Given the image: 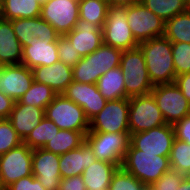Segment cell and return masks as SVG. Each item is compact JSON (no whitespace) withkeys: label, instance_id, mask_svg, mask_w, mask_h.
<instances>
[{"label":"cell","instance_id":"6da1fadb","mask_svg":"<svg viewBox=\"0 0 190 190\" xmlns=\"http://www.w3.org/2000/svg\"><path fill=\"white\" fill-rule=\"evenodd\" d=\"M153 86L175 82L172 42L165 36L139 43Z\"/></svg>","mask_w":190,"mask_h":190},{"label":"cell","instance_id":"7a4b0ae2","mask_svg":"<svg viewBox=\"0 0 190 190\" xmlns=\"http://www.w3.org/2000/svg\"><path fill=\"white\" fill-rule=\"evenodd\" d=\"M122 50L102 44L97 50L82 59L72 68L73 81L96 84L110 69L120 66Z\"/></svg>","mask_w":190,"mask_h":190},{"label":"cell","instance_id":"3957f363","mask_svg":"<svg viewBox=\"0 0 190 190\" xmlns=\"http://www.w3.org/2000/svg\"><path fill=\"white\" fill-rule=\"evenodd\" d=\"M121 167L149 187L170 169V164L168 156L145 153L130 145Z\"/></svg>","mask_w":190,"mask_h":190},{"label":"cell","instance_id":"277c9868","mask_svg":"<svg viewBox=\"0 0 190 190\" xmlns=\"http://www.w3.org/2000/svg\"><path fill=\"white\" fill-rule=\"evenodd\" d=\"M120 68L124 76L125 93L129 98L151 93L154 86L150 81L144 55L139 47L122 51Z\"/></svg>","mask_w":190,"mask_h":190},{"label":"cell","instance_id":"5b68a950","mask_svg":"<svg viewBox=\"0 0 190 190\" xmlns=\"http://www.w3.org/2000/svg\"><path fill=\"white\" fill-rule=\"evenodd\" d=\"M85 142L93 150L96 159L122 166L126 151L130 147L131 134L88 132Z\"/></svg>","mask_w":190,"mask_h":190},{"label":"cell","instance_id":"8992f818","mask_svg":"<svg viewBox=\"0 0 190 190\" xmlns=\"http://www.w3.org/2000/svg\"><path fill=\"white\" fill-rule=\"evenodd\" d=\"M45 116L59 129L89 132V120L83 108L63 94L57 95L46 107Z\"/></svg>","mask_w":190,"mask_h":190},{"label":"cell","instance_id":"52a82bcc","mask_svg":"<svg viewBox=\"0 0 190 190\" xmlns=\"http://www.w3.org/2000/svg\"><path fill=\"white\" fill-rule=\"evenodd\" d=\"M129 132L135 134L166 124L153 95L146 94L129 98Z\"/></svg>","mask_w":190,"mask_h":190},{"label":"cell","instance_id":"ba28073f","mask_svg":"<svg viewBox=\"0 0 190 190\" xmlns=\"http://www.w3.org/2000/svg\"><path fill=\"white\" fill-rule=\"evenodd\" d=\"M102 31L105 45L122 51L139 46L127 22V7H109Z\"/></svg>","mask_w":190,"mask_h":190},{"label":"cell","instance_id":"9c48e42d","mask_svg":"<svg viewBox=\"0 0 190 190\" xmlns=\"http://www.w3.org/2000/svg\"><path fill=\"white\" fill-rule=\"evenodd\" d=\"M129 98L107 101L105 107L89 121V132H129Z\"/></svg>","mask_w":190,"mask_h":190},{"label":"cell","instance_id":"30bf717a","mask_svg":"<svg viewBox=\"0 0 190 190\" xmlns=\"http://www.w3.org/2000/svg\"><path fill=\"white\" fill-rule=\"evenodd\" d=\"M151 94L163 114L166 124L174 125L190 114V103L174 82L154 86Z\"/></svg>","mask_w":190,"mask_h":190},{"label":"cell","instance_id":"8fae6325","mask_svg":"<svg viewBox=\"0 0 190 190\" xmlns=\"http://www.w3.org/2000/svg\"><path fill=\"white\" fill-rule=\"evenodd\" d=\"M127 22L138 43L164 36L165 21L142 3L127 7Z\"/></svg>","mask_w":190,"mask_h":190},{"label":"cell","instance_id":"7c38bea8","mask_svg":"<svg viewBox=\"0 0 190 190\" xmlns=\"http://www.w3.org/2000/svg\"><path fill=\"white\" fill-rule=\"evenodd\" d=\"M15 35L22 47L28 45H46L57 42L59 33L40 16L11 20Z\"/></svg>","mask_w":190,"mask_h":190},{"label":"cell","instance_id":"4fadbf2b","mask_svg":"<svg viewBox=\"0 0 190 190\" xmlns=\"http://www.w3.org/2000/svg\"><path fill=\"white\" fill-rule=\"evenodd\" d=\"M32 155L33 150L24 143L2 154L0 176L6 188L20 178L33 175Z\"/></svg>","mask_w":190,"mask_h":190},{"label":"cell","instance_id":"5bb4252c","mask_svg":"<svg viewBox=\"0 0 190 190\" xmlns=\"http://www.w3.org/2000/svg\"><path fill=\"white\" fill-rule=\"evenodd\" d=\"M174 139L173 125L164 124L147 131L131 134L130 145L145 153L169 157Z\"/></svg>","mask_w":190,"mask_h":190},{"label":"cell","instance_id":"9a60e30c","mask_svg":"<svg viewBox=\"0 0 190 190\" xmlns=\"http://www.w3.org/2000/svg\"><path fill=\"white\" fill-rule=\"evenodd\" d=\"M59 35L71 32L79 19V3L70 0H49L41 7V16Z\"/></svg>","mask_w":190,"mask_h":190},{"label":"cell","instance_id":"2e32d148","mask_svg":"<svg viewBox=\"0 0 190 190\" xmlns=\"http://www.w3.org/2000/svg\"><path fill=\"white\" fill-rule=\"evenodd\" d=\"M60 155L44 148L33 150L32 173L46 190H58L61 182Z\"/></svg>","mask_w":190,"mask_h":190},{"label":"cell","instance_id":"e0dca14e","mask_svg":"<svg viewBox=\"0 0 190 190\" xmlns=\"http://www.w3.org/2000/svg\"><path fill=\"white\" fill-rule=\"evenodd\" d=\"M32 70L23 64L2 65L0 68V91L18 101L33 83Z\"/></svg>","mask_w":190,"mask_h":190},{"label":"cell","instance_id":"ac0fdd59","mask_svg":"<svg viewBox=\"0 0 190 190\" xmlns=\"http://www.w3.org/2000/svg\"><path fill=\"white\" fill-rule=\"evenodd\" d=\"M63 95L83 108L90 121L106 105L107 100L100 94L96 84H83L72 81Z\"/></svg>","mask_w":190,"mask_h":190},{"label":"cell","instance_id":"d6986e66","mask_svg":"<svg viewBox=\"0 0 190 190\" xmlns=\"http://www.w3.org/2000/svg\"><path fill=\"white\" fill-rule=\"evenodd\" d=\"M65 36L81 57L88 56L103 44L102 29L82 19H78L75 28Z\"/></svg>","mask_w":190,"mask_h":190},{"label":"cell","instance_id":"ffe728a7","mask_svg":"<svg viewBox=\"0 0 190 190\" xmlns=\"http://www.w3.org/2000/svg\"><path fill=\"white\" fill-rule=\"evenodd\" d=\"M32 70L36 82L49 86L56 94H63L73 81L72 67L60 60L50 66H38Z\"/></svg>","mask_w":190,"mask_h":190},{"label":"cell","instance_id":"44dd1931","mask_svg":"<svg viewBox=\"0 0 190 190\" xmlns=\"http://www.w3.org/2000/svg\"><path fill=\"white\" fill-rule=\"evenodd\" d=\"M96 160L90 146L84 142L80 147L60 155L59 170L61 178L82 175L83 171Z\"/></svg>","mask_w":190,"mask_h":190},{"label":"cell","instance_id":"7402d4cb","mask_svg":"<svg viewBox=\"0 0 190 190\" xmlns=\"http://www.w3.org/2000/svg\"><path fill=\"white\" fill-rule=\"evenodd\" d=\"M45 110L37 106H29L15 101L8 117L17 135L24 140L27 135L41 122Z\"/></svg>","mask_w":190,"mask_h":190},{"label":"cell","instance_id":"603a6c76","mask_svg":"<svg viewBox=\"0 0 190 190\" xmlns=\"http://www.w3.org/2000/svg\"><path fill=\"white\" fill-rule=\"evenodd\" d=\"M22 50L23 47L15 35L11 20L0 17V64H21Z\"/></svg>","mask_w":190,"mask_h":190},{"label":"cell","instance_id":"cb8c5ba5","mask_svg":"<svg viewBox=\"0 0 190 190\" xmlns=\"http://www.w3.org/2000/svg\"><path fill=\"white\" fill-rule=\"evenodd\" d=\"M57 61H59L57 42L23 47L21 64L30 69L38 66H50Z\"/></svg>","mask_w":190,"mask_h":190},{"label":"cell","instance_id":"d4e9b609","mask_svg":"<svg viewBox=\"0 0 190 190\" xmlns=\"http://www.w3.org/2000/svg\"><path fill=\"white\" fill-rule=\"evenodd\" d=\"M119 167L96 159L81 175L87 190H99L109 187L113 174Z\"/></svg>","mask_w":190,"mask_h":190},{"label":"cell","instance_id":"484cf974","mask_svg":"<svg viewBox=\"0 0 190 190\" xmlns=\"http://www.w3.org/2000/svg\"><path fill=\"white\" fill-rule=\"evenodd\" d=\"M96 86L107 101L129 98L125 93V81L120 66L103 74L96 82Z\"/></svg>","mask_w":190,"mask_h":190},{"label":"cell","instance_id":"4316f807","mask_svg":"<svg viewBox=\"0 0 190 190\" xmlns=\"http://www.w3.org/2000/svg\"><path fill=\"white\" fill-rule=\"evenodd\" d=\"M42 5L37 0H2L0 17L6 20L41 16Z\"/></svg>","mask_w":190,"mask_h":190},{"label":"cell","instance_id":"83f0119b","mask_svg":"<svg viewBox=\"0 0 190 190\" xmlns=\"http://www.w3.org/2000/svg\"><path fill=\"white\" fill-rule=\"evenodd\" d=\"M88 132L71 131L60 129L54 137L49 140L44 149L57 155L80 147L85 142Z\"/></svg>","mask_w":190,"mask_h":190},{"label":"cell","instance_id":"f1b7e54d","mask_svg":"<svg viewBox=\"0 0 190 190\" xmlns=\"http://www.w3.org/2000/svg\"><path fill=\"white\" fill-rule=\"evenodd\" d=\"M164 36L172 43H190V9L165 22Z\"/></svg>","mask_w":190,"mask_h":190},{"label":"cell","instance_id":"f546056e","mask_svg":"<svg viewBox=\"0 0 190 190\" xmlns=\"http://www.w3.org/2000/svg\"><path fill=\"white\" fill-rule=\"evenodd\" d=\"M108 9L107 0H80L79 19L95 24L102 29Z\"/></svg>","mask_w":190,"mask_h":190},{"label":"cell","instance_id":"4dcf8cb0","mask_svg":"<svg viewBox=\"0 0 190 190\" xmlns=\"http://www.w3.org/2000/svg\"><path fill=\"white\" fill-rule=\"evenodd\" d=\"M141 3L165 22L189 9L186 0H142Z\"/></svg>","mask_w":190,"mask_h":190},{"label":"cell","instance_id":"1f68e13d","mask_svg":"<svg viewBox=\"0 0 190 190\" xmlns=\"http://www.w3.org/2000/svg\"><path fill=\"white\" fill-rule=\"evenodd\" d=\"M60 129L49 120L46 116L41 122L27 135L23 143L28 145L32 150L44 148L46 143L51 140Z\"/></svg>","mask_w":190,"mask_h":190},{"label":"cell","instance_id":"d6a6232c","mask_svg":"<svg viewBox=\"0 0 190 190\" xmlns=\"http://www.w3.org/2000/svg\"><path fill=\"white\" fill-rule=\"evenodd\" d=\"M57 95L49 86L33 81L30 89L18 102L29 106H37L45 110Z\"/></svg>","mask_w":190,"mask_h":190},{"label":"cell","instance_id":"836d02e7","mask_svg":"<svg viewBox=\"0 0 190 190\" xmlns=\"http://www.w3.org/2000/svg\"><path fill=\"white\" fill-rule=\"evenodd\" d=\"M170 168L184 175L190 172V144L174 139L170 156Z\"/></svg>","mask_w":190,"mask_h":190},{"label":"cell","instance_id":"e575fe53","mask_svg":"<svg viewBox=\"0 0 190 190\" xmlns=\"http://www.w3.org/2000/svg\"><path fill=\"white\" fill-rule=\"evenodd\" d=\"M109 188L110 190H146L147 186L119 167L113 174Z\"/></svg>","mask_w":190,"mask_h":190},{"label":"cell","instance_id":"d590c367","mask_svg":"<svg viewBox=\"0 0 190 190\" xmlns=\"http://www.w3.org/2000/svg\"><path fill=\"white\" fill-rule=\"evenodd\" d=\"M172 55L176 76L190 73V43H172Z\"/></svg>","mask_w":190,"mask_h":190},{"label":"cell","instance_id":"8d00e7d4","mask_svg":"<svg viewBox=\"0 0 190 190\" xmlns=\"http://www.w3.org/2000/svg\"><path fill=\"white\" fill-rule=\"evenodd\" d=\"M23 143L8 119H0V153L4 154Z\"/></svg>","mask_w":190,"mask_h":190},{"label":"cell","instance_id":"74e56055","mask_svg":"<svg viewBox=\"0 0 190 190\" xmlns=\"http://www.w3.org/2000/svg\"><path fill=\"white\" fill-rule=\"evenodd\" d=\"M57 48L59 60L72 68L82 59L65 35L58 37Z\"/></svg>","mask_w":190,"mask_h":190},{"label":"cell","instance_id":"f35d334b","mask_svg":"<svg viewBox=\"0 0 190 190\" xmlns=\"http://www.w3.org/2000/svg\"><path fill=\"white\" fill-rule=\"evenodd\" d=\"M185 176L186 175L170 168L149 187L152 190H178Z\"/></svg>","mask_w":190,"mask_h":190},{"label":"cell","instance_id":"ab89813d","mask_svg":"<svg viewBox=\"0 0 190 190\" xmlns=\"http://www.w3.org/2000/svg\"><path fill=\"white\" fill-rule=\"evenodd\" d=\"M6 190H46L33 175L20 178L6 188Z\"/></svg>","mask_w":190,"mask_h":190},{"label":"cell","instance_id":"60d3db41","mask_svg":"<svg viewBox=\"0 0 190 190\" xmlns=\"http://www.w3.org/2000/svg\"><path fill=\"white\" fill-rule=\"evenodd\" d=\"M175 138L190 144V114L173 125Z\"/></svg>","mask_w":190,"mask_h":190},{"label":"cell","instance_id":"b9f144b4","mask_svg":"<svg viewBox=\"0 0 190 190\" xmlns=\"http://www.w3.org/2000/svg\"><path fill=\"white\" fill-rule=\"evenodd\" d=\"M58 190H87L82 176H72L61 178Z\"/></svg>","mask_w":190,"mask_h":190},{"label":"cell","instance_id":"7bdbcfd3","mask_svg":"<svg viewBox=\"0 0 190 190\" xmlns=\"http://www.w3.org/2000/svg\"><path fill=\"white\" fill-rule=\"evenodd\" d=\"M174 83L179 87L184 97L190 103V73L176 76Z\"/></svg>","mask_w":190,"mask_h":190},{"label":"cell","instance_id":"ee69618b","mask_svg":"<svg viewBox=\"0 0 190 190\" xmlns=\"http://www.w3.org/2000/svg\"><path fill=\"white\" fill-rule=\"evenodd\" d=\"M15 101L0 91V119H8Z\"/></svg>","mask_w":190,"mask_h":190},{"label":"cell","instance_id":"f6af8a7d","mask_svg":"<svg viewBox=\"0 0 190 190\" xmlns=\"http://www.w3.org/2000/svg\"><path fill=\"white\" fill-rule=\"evenodd\" d=\"M109 7H128L141 4L142 0H107Z\"/></svg>","mask_w":190,"mask_h":190},{"label":"cell","instance_id":"bcb514c9","mask_svg":"<svg viewBox=\"0 0 190 190\" xmlns=\"http://www.w3.org/2000/svg\"><path fill=\"white\" fill-rule=\"evenodd\" d=\"M178 190H190V178L185 176Z\"/></svg>","mask_w":190,"mask_h":190},{"label":"cell","instance_id":"7dc6e473","mask_svg":"<svg viewBox=\"0 0 190 190\" xmlns=\"http://www.w3.org/2000/svg\"><path fill=\"white\" fill-rule=\"evenodd\" d=\"M0 190H6V187L4 186V184L2 182L1 176H0Z\"/></svg>","mask_w":190,"mask_h":190},{"label":"cell","instance_id":"c3c4849f","mask_svg":"<svg viewBox=\"0 0 190 190\" xmlns=\"http://www.w3.org/2000/svg\"><path fill=\"white\" fill-rule=\"evenodd\" d=\"M41 5L46 4L49 0H37Z\"/></svg>","mask_w":190,"mask_h":190},{"label":"cell","instance_id":"681fc988","mask_svg":"<svg viewBox=\"0 0 190 190\" xmlns=\"http://www.w3.org/2000/svg\"><path fill=\"white\" fill-rule=\"evenodd\" d=\"M186 2H187V5H188V7L190 9V0H186Z\"/></svg>","mask_w":190,"mask_h":190},{"label":"cell","instance_id":"f907efd6","mask_svg":"<svg viewBox=\"0 0 190 190\" xmlns=\"http://www.w3.org/2000/svg\"><path fill=\"white\" fill-rule=\"evenodd\" d=\"M99 190H110V188L107 187V188H103V189H99Z\"/></svg>","mask_w":190,"mask_h":190},{"label":"cell","instance_id":"816d5d0a","mask_svg":"<svg viewBox=\"0 0 190 190\" xmlns=\"http://www.w3.org/2000/svg\"><path fill=\"white\" fill-rule=\"evenodd\" d=\"M70 1H73V2H78V3L80 2V0H70Z\"/></svg>","mask_w":190,"mask_h":190},{"label":"cell","instance_id":"f5cc1de1","mask_svg":"<svg viewBox=\"0 0 190 190\" xmlns=\"http://www.w3.org/2000/svg\"><path fill=\"white\" fill-rule=\"evenodd\" d=\"M1 7H2V0H0V11H1Z\"/></svg>","mask_w":190,"mask_h":190}]
</instances>
